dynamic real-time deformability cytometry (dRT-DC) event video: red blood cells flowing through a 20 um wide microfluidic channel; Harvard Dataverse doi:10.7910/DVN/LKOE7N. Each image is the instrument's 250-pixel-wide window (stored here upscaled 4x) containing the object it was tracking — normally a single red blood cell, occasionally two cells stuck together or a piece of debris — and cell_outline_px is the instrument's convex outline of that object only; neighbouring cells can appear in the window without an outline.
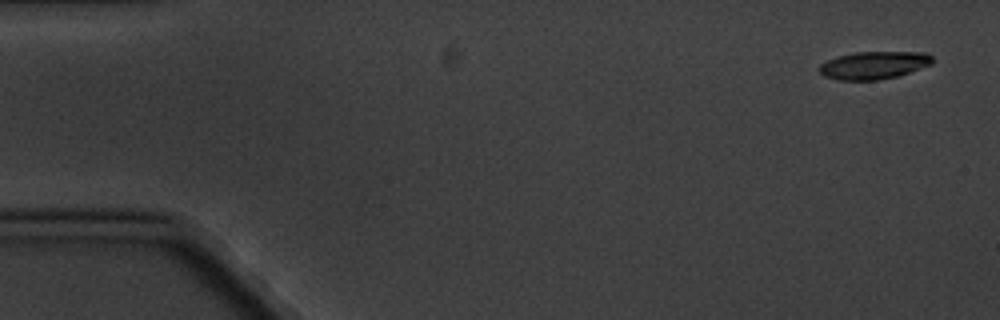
{"species": "common noctule bat (a hibernating species)", "species_latin": "Nyctalus noctula", "temperature_condition": "cold", "stored_images_in_passage": 5, "camera_frame_rate_fps": 3000, "um_per_image_px": 0.085, "animal": {"sex": "male", "body_mass_g": 20.1, "forearm_length_mm": 53.5}, "frame": {"image": 1, "passage_image": 1, "time_ms": 0.0, "image_size_px": [1000, 320], "cell_outline_px": [[932, 64], [900, 76], [876, 80], [840, 80], [824, 76], [816, 68], [820, 64], [836, 56], [856, 52], [924, 52], [932, 56]], "centroid_in_image_um": [74.26, 5.54], "position_along_channel_um": 10.7, "area_um2": 18.38}}
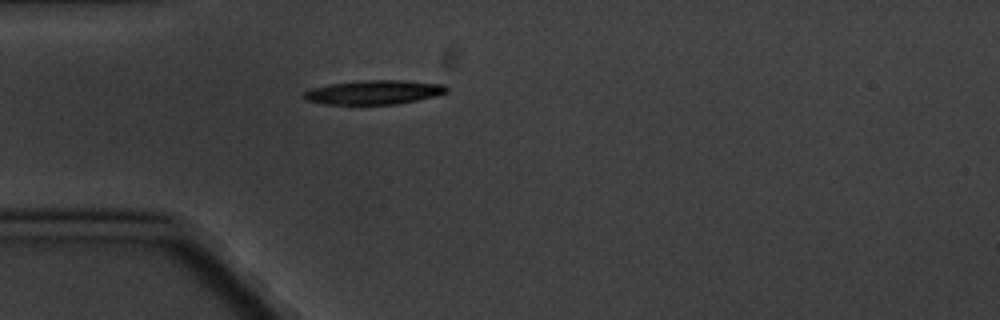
{"frame": {"image": 2, "passage_image": 5, "time_ms": 4.667, "image_size_px": [1000, 320], "cell_outline_px": [[448, 92], [436, 96], [396, 104], [324, 104], [304, 100], [300, 96], [304, 92], [312, 88], [332, 84], [364, 80], [400, 80], [444, 84], [448, 88]], "centroid_in_image_um": [31.77, 7.84], "position_along_channel_um": 53.2, "area_um2": 20.06}}